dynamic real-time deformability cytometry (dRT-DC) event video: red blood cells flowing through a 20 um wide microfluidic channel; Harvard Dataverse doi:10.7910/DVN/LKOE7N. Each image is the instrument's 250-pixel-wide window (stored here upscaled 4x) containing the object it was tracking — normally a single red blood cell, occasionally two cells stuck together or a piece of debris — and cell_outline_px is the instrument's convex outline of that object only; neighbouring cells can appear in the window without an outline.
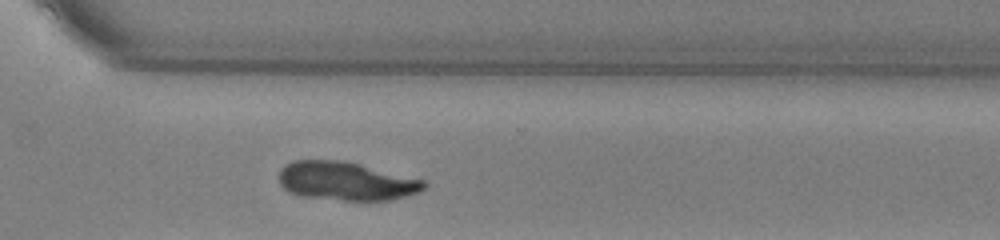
{"species": "common noctule bat (a hibernating species)", "species_latin": "Nyctalus noctula", "temperature_condition": "warm", "stored_images_in_passage": 25, "camera_frame_rate_fps": 3000, "um_per_image_px": 0.085, "animal": {"sex": "male", "body_mass_g": 13.0, "forearm_length_mm": 53.1}, "frame": {"image": 1, "passage_image": 22, "time_ms": 7.0, "image_size_px": [1000, 240], "cell_outline_px": [[428, 184], [424, 188], [416, 192], [392, 200], [344, 200], [300, 196], [288, 192], [280, 184], [280, 168], [284, 164], [292, 160], [344, 160], [424, 180]], "centroid_in_image_um": [29.37, 15.38], "position_along_channel_um": 341.2, "area_um2": 32.54}}
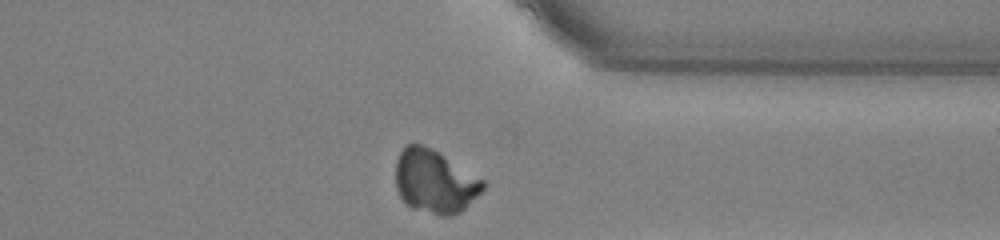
{"frame": {"image": 2, "passage_image": 25, "time_ms": 8.0, "image_size_px": [1000, 240], "cell_outline_px": [[484, 188], [460, 212], [452, 216], [440, 216], [412, 208], [404, 204], [396, 188], [396, 160], [400, 152], [408, 144], [420, 144], [432, 148], [484, 180]], "centroid_in_image_um": [36.92, 15.44], "position_along_channel_um": 374.5, "area_um2": 32.08}}